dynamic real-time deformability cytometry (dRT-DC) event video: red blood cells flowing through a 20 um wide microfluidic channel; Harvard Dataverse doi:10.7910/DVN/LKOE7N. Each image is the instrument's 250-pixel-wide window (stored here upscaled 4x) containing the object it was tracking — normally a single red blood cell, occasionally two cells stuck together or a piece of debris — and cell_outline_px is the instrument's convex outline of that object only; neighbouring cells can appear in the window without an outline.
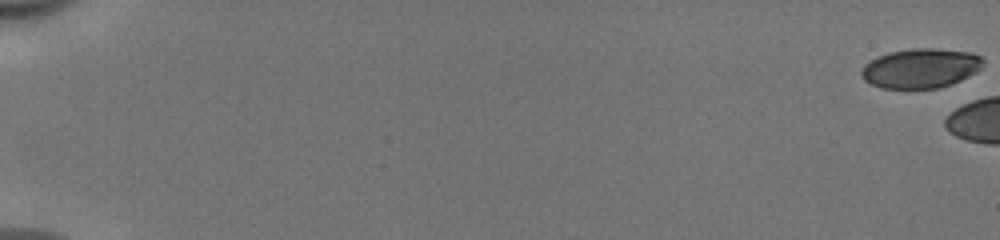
{"species": "human", "species_latin": "Homo sapiens", "temperature_condition": "cold", "stored_images_in_passage": 5, "camera_frame_rate_fps": 3000, "um_per_image_px": 0.085, "donor": {"sex": "male"}, "frame": {"image": 1, "passage_image": 1, "time_ms": 0.0, "image_size_px": [1000, 240], "cell_outline_px": [[984, 60], [980, 68], [976, 72], [952, 84], [940, 88], [880, 88], [864, 80], [860, 76], [860, 72], [864, 64], [888, 52], [912, 48], [936, 48], [972, 52], [980, 56]], "centroid_in_image_um": [78.25, 5.8], "position_along_channel_um": 6.7, "area_um2": 28.15}}